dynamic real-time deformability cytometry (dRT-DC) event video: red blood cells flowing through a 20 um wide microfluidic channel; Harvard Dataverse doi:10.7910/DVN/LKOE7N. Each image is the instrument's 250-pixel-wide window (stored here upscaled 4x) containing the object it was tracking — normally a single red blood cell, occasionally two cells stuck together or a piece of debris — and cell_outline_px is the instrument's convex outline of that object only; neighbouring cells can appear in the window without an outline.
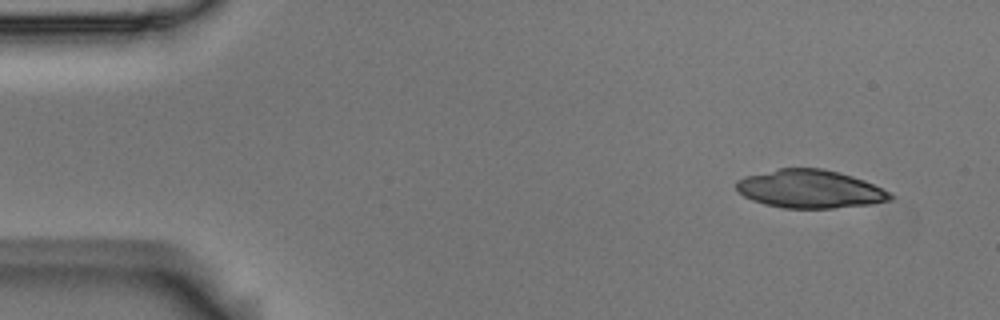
{"species": "Egyptian fruit bat (a non-hibernating species)", "species_latin": "Rousettus aegyptiacus", "temperature_condition": "room temperature", "stored_images_in_passage": 4, "camera_frame_rate_fps": 3000, "um_per_image_px": 0.085, "animal": {"sex": "male"}, "frame": {"image": 1, "passage_image": 1, "time_ms": 0.0, "image_size_px": [1000, 320], "cell_outline_px": [[892, 200], [868, 204], [832, 208], [784, 208], [764, 204], [752, 200], [744, 196], [736, 188], [736, 180], [744, 176], [780, 168], [820, 168], [840, 172], [864, 180], [888, 192], [892, 196]], "centroid_in_image_um": [68.8, 16.06], "position_along_channel_um": 16.2, "area_um2": 34.04}}